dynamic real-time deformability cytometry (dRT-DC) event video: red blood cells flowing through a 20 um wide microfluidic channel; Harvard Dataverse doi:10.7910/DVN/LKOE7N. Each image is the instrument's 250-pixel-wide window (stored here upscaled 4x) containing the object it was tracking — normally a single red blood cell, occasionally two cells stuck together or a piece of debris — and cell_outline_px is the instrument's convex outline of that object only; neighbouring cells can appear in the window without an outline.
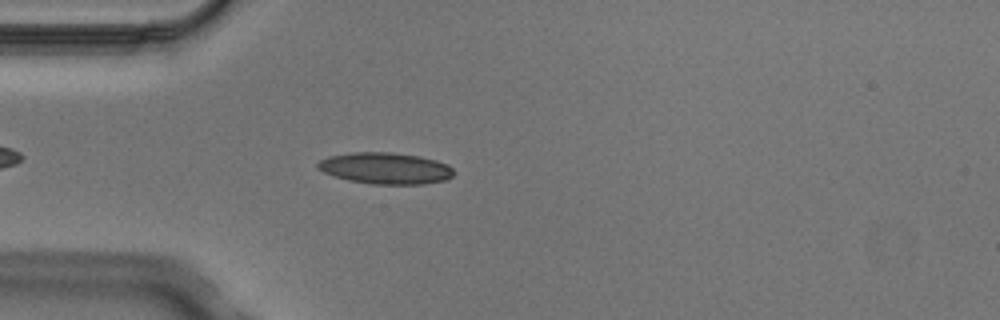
{"species": "Egyptian fruit bat (a non-hibernating species)", "species_latin": "Rousettus aegyptiacus", "temperature_condition": "cold", "stored_images_in_passage": 4, "camera_frame_rate_fps": 3000, "um_per_image_px": 0.085, "animal": {"sex": "male"}, "frame": {"image": 1, "passage_image": 4, "time_ms": 1.0, "image_size_px": [1000, 320], "cell_outline_px": [[456, 172], [452, 176], [444, 180], [424, 184], [372, 184], [348, 180], [324, 172], [316, 168], [316, 164], [320, 160], [328, 156], [352, 152], [392, 152], [420, 156], [436, 160], [448, 164]], "centroid_in_image_um": [32.77, 14.29], "position_along_channel_um": 52.2, "area_um2": 25.03}}